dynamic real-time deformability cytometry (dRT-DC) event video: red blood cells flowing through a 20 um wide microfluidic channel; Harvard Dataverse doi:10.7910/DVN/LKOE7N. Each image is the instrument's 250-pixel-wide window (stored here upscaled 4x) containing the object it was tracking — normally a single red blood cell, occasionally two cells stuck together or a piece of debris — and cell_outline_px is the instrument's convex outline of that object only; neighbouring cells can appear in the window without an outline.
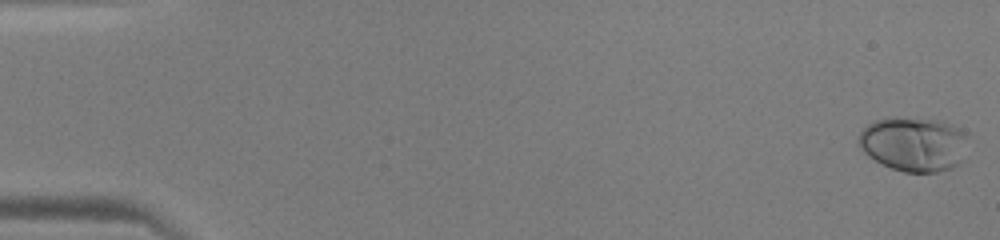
{"species": "human", "species_latin": "Homo sapiens", "temperature_condition": "warm", "stored_images_in_passage": 48, "camera_frame_rate_fps": 3000, "um_per_image_px": 0.085, "donor": {"sex": "male"}, "frame": {"image": 1, "passage_image": 1, "time_ms": 0.0, "image_size_px": [1000, 240], "cell_outline_px": [[968, 136], [964, 160], [952, 168], [936, 172], [904, 172], [892, 168], [868, 156], [856, 144], [856, 140], [860, 132], [868, 124], [876, 120], [944, 120], [968, 132]], "centroid_in_image_um": [77.72, 12.28], "position_along_channel_um": 7.3, "area_um2": 34.56}}
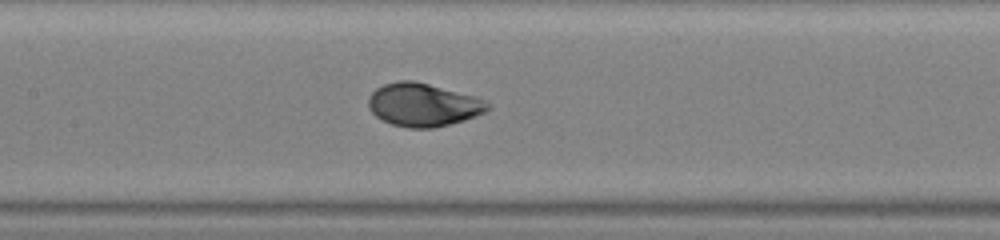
{"frame": {"image": 2, "passage_image": 24, "time_ms": 7.667, "image_size_px": [1000, 240], "cell_outline_px": [[492, 108], [476, 116], [464, 120], [432, 128], [408, 128], [392, 124], [376, 116], [368, 108], [368, 96], [376, 88], [384, 84], [396, 80], [412, 80], [476, 96], [492, 104]], "centroid_in_image_um": [35.97, 8.9], "position_along_channel_um": 171.4, "area_um2": 30.06}}
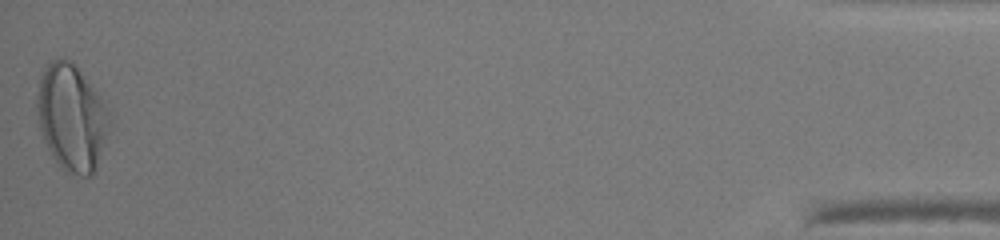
{"frame": {"image": 3, "passage_image": 48, "time_ms": 15.667, "image_size_px": [1000, 240], "cell_outline_px": [[112, 120], [96, 172], [92, 176], [80, 176], [68, 172], [52, 156], [44, 140], [40, 128], [36, 108], [36, 96], [40, 72], [44, 64], [48, 60], [60, 56], [72, 60], [76, 64], [108, 108], [112, 116]], "centroid_in_image_um": [6.09, 9.93], "position_along_channel_um": 429.1, "area_um2": 45.89}}